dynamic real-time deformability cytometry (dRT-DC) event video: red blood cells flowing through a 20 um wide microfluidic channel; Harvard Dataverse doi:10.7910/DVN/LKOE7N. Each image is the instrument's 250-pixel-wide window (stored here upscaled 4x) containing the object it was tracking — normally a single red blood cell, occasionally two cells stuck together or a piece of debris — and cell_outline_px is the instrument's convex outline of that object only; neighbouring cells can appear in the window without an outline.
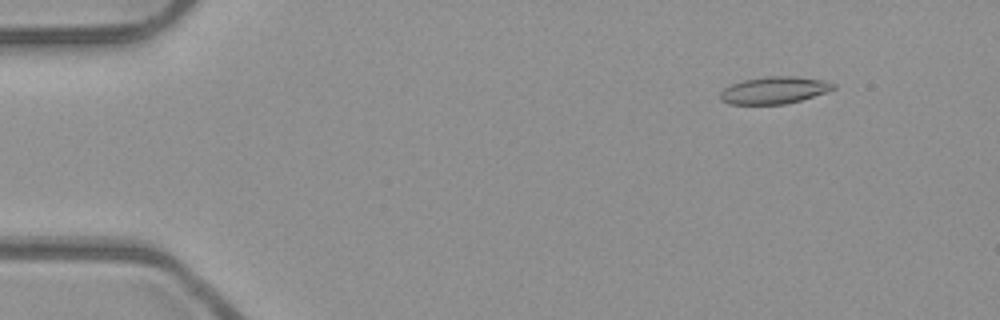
{"species": "common noctule bat (a hibernating species)", "species_latin": "Nyctalus noctula", "temperature_condition": "room temperature", "stored_images_in_passage": 3, "camera_frame_rate_fps": 3000, "um_per_image_px": 0.085, "animal": {"sex": "male", "body_mass_g": 23.1, "forearm_length_mm": 52.7}, "frame": {"image": 1, "passage_image": 1, "time_ms": 0.0, "image_size_px": [1000, 320], "cell_outline_px": [[836, 88], [828, 92], [800, 100], [784, 104], [728, 104], [720, 100], [720, 92], [724, 88], [732, 84], [744, 80], [768, 76], [792, 76], [824, 80], [836, 84]], "centroid_in_image_um": [65.82, 7.67], "position_along_channel_um": 19.2, "area_um2": 17.86}}